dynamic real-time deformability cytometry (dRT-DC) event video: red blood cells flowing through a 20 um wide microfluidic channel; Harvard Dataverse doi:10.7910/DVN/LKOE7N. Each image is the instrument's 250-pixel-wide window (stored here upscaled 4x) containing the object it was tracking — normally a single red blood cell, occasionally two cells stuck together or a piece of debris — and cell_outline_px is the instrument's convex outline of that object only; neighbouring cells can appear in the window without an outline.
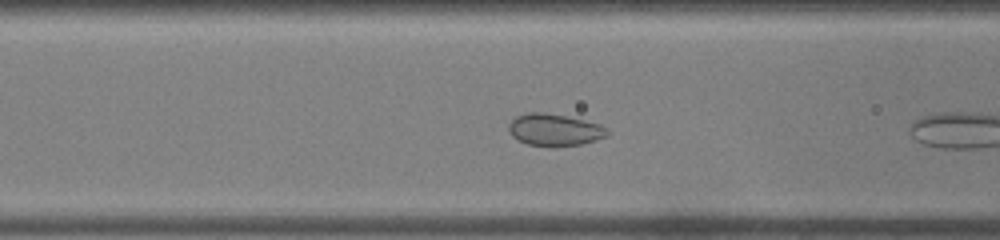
{"species": "common noctule bat (a hibernating species)", "species_latin": "Nyctalus noctula", "temperature_condition": "warm", "stored_images_in_passage": 6, "camera_frame_rate_fps": 3000, "um_per_image_px": 0.085, "animal": {"sex": "male", "body_mass_g": 19.0, "forearm_length_mm": 50.8}, "frame": {"image": 1, "passage_image": 5, "time_ms": 1.333, "image_size_px": [1000, 240], "cell_outline_px": [[612, 132], [608, 136], [596, 140], [580, 144], [552, 148], [528, 144], [512, 136], [508, 128], [508, 124], [516, 116], [528, 112], [544, 112], [584, 120], [600, 124], [608, 128]], "centroid_in_image_um": [47.17, 11.05], "position_along_channel_um": 119.4, "area_um2": 18.67}}